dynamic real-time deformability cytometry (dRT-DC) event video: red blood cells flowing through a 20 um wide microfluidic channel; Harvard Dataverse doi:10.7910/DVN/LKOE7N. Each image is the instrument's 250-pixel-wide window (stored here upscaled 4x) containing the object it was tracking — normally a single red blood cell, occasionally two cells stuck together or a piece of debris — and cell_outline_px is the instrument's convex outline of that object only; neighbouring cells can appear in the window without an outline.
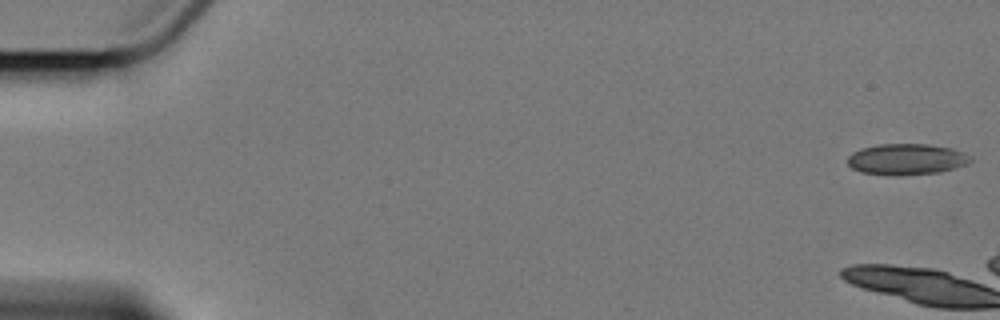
{"species": "Egyptian fruit bat (a non-hibernating species)", "species_latin": "Rousettus aegyptiacus", "temperature_condition": "cold", "stored_images_in_passage": 6, "camera_frame_rate_fps": 3000, "um_per_image_px": 0.085, "animal": {"sex": "female"}, "frame": {"image": 1, "passage_image": 1, "time_ms": 0.0, "image_size_px": [1000, 320], "cell_outline_px": [[972, 160], [968, 164], [956, 168], [940, 172], [860, 172], [852, 168], [848, 164], [848, 156], [852, 152], [860, 148], [880, 144], [928, 144], [952, 148], [964, 152], [972, 156]], "centroid_in_image_um": [77.11, 13.47], "position_along_channel_um": 7.9, "area_um2": 21.39}}